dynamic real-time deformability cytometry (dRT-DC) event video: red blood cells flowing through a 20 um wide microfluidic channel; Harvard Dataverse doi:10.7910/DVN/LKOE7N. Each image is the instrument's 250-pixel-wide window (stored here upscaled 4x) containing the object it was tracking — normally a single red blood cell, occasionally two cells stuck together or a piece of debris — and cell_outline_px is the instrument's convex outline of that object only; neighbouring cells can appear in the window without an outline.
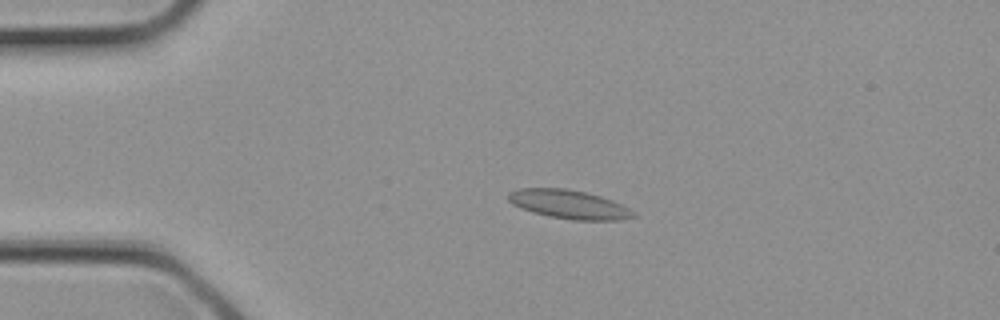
{"species": "common noctule bat (a hibernating species)", "species_latin": "Nyctalus noctula", "temperature_condition": "cold", "stored_images_in_passage": 2, "camera_frame_rate_fps": 3000, "um_per_image_px": 0.085, "animal": {"sex": "female", "body_mass_g": 21.9}, "frame": {"image": 1, "passage_image": 2, "time_ms": 0.333, "image_size_px": [1000, 320], "cell_outline_px": [[636, 216], [620, 220], [572, 220], [548, 216], [532, 212], [520, 208], [512, 204], [508, 200], [508, 192], [520, 188], [568, 188], [600, 196], [612, 200], [636, 212]], "centroid_in_image_um": [48.34, 17.37], "position_along_channel_um": 36.7, "area_um2": 21.04}}